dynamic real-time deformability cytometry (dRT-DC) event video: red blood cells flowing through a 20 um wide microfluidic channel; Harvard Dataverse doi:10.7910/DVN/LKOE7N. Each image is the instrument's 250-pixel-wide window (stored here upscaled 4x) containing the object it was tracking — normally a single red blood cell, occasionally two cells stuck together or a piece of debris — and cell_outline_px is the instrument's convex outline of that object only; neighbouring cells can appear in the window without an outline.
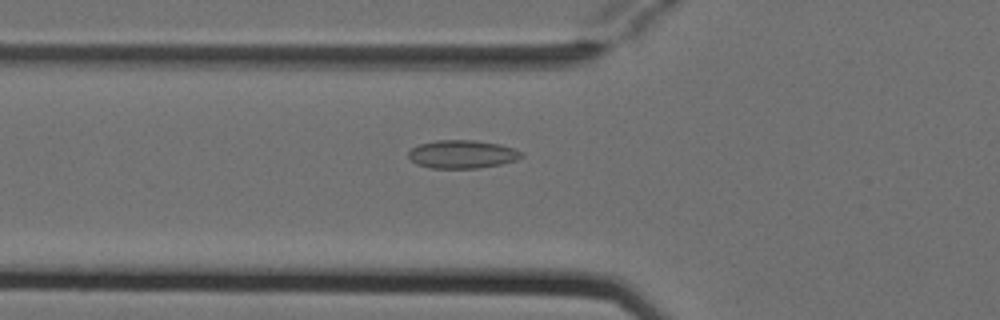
{"species": "Egyptian fruit bat (a non-hibernating species)", "species_latin": "Rousettus aegyptiacus", "temperature_condition": "cold", "stored_images_in_passage": 5, "camera_frame_rate_fps": 3000, "um_per_image_px": 0.085, "animal": {"sex": "female"}, "frame": {"image": 1, "passage_image": 5, "time_ms": 1.333, "image_size_px": [1000, 320], "cell_outline_px": [[524, 156], [516, 160], [500, 164], [480, 168], [432, 168], [416, 164], [408, 156], [408, 152], [412, 148], [420, 144], [436, 140], [476, 140], [500, 144], [524, 152]], "centroid_in_image_um": [39.31, 13.11], "position_along_channel_um": 86.5, "area_um2": 18.61}}